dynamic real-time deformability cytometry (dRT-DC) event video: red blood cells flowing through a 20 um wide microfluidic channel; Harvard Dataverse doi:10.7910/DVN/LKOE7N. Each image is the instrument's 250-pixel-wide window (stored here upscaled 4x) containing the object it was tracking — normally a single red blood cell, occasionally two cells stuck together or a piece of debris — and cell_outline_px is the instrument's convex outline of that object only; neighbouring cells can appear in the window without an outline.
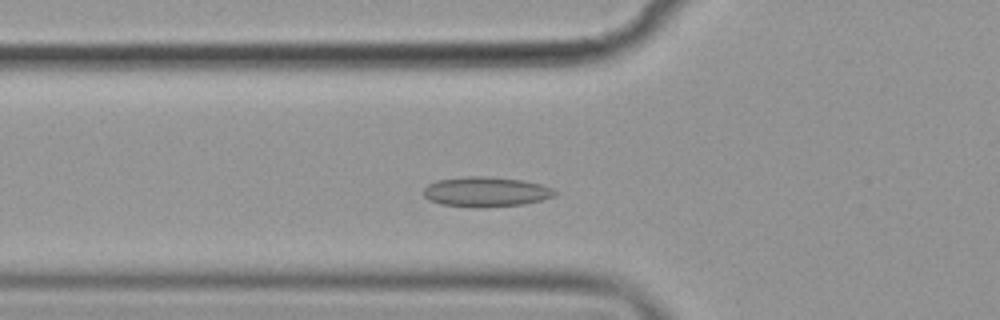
{"species": "common noctule bat (a hibernating species)", "species_latin": "Nyctalus noctula", "temperature_condition": "cold", "stored_images_in_passage": 52, "camera_frame_rate_fps": 3000, "um_per_image_px": 0.085, "animal": {"sex": "female", "body_mass_g": 19.9}, "frame": {"image": 1, "passage_image": 15, "time_ms": 4.667, "image_size_px": [1000, 320], "cell_outline_px": [[560, 192], [556, 196], [540, 200], [520, 204], [476, 208], [440, 204], [428, 200], [424, 196], [424, 188], [428, 184], [436, 180], [468, 176], [488, 176], [524, 180], [540, 184], [552, 188]], "centroid_in_image_um": [41.3, 16.3], "position_along_channel_um": 84.5, "area_um2": 23.06}}
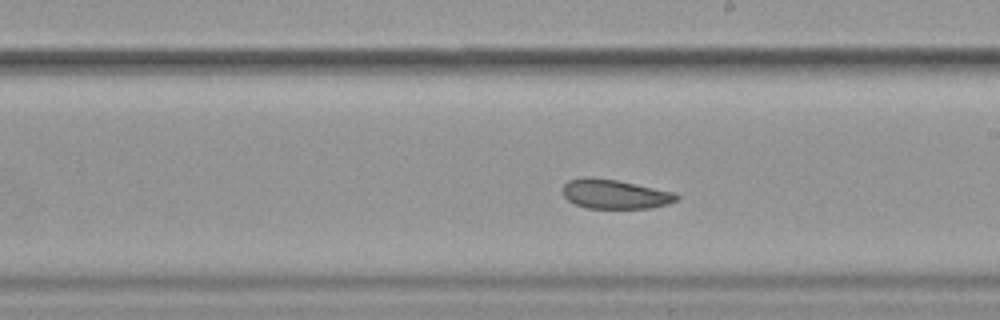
{"frame": {"image": 2, "passage_image": 28, "time_ms": 9.0, "image_size_px": [1000, 320], "cell_outline_px": [[680, 196], [676, 200], [668, 204], [652, 208], [588, 208], [576, 204], [568, 200], [564, 196], [564, 184], [568, 180], [584, 176], [592, 176], [616, 180], [676, 192]], "centroid_in_image_um": [52.28, 16.49], "position_along_channel_um": 236.7, "area_um2": 19.54}}
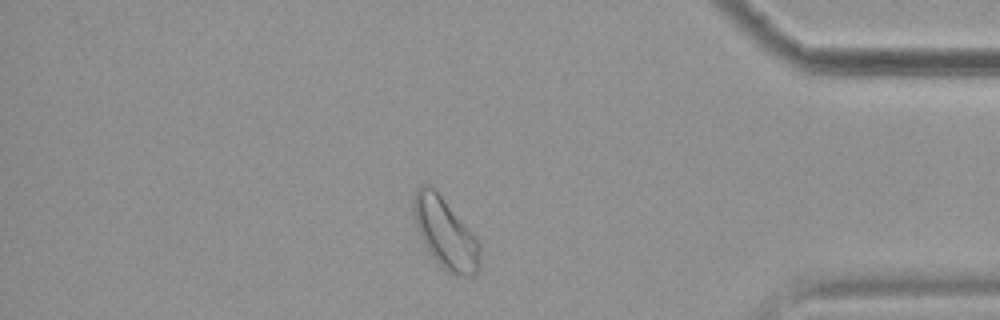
{"frame": {"image": 3, "passage_image": 44, "time_ms": 14.333, "image_size_px": [1000, 320], "cell_outline_px": [[480, 268], [472, 276], [456, 276], [448, 272], [432, 256], [424, 244], [420, 236], [412, 212], [412, 196], [416, 188], [420, 184], [428, 184], [444, 200], [472, 232], [480, 244]], "centroid_in_image_um": [37.83, 19.83], "position_along_channel_um": 397.4, "area_um2": 27.11}, "authors_computed_cell_mechanics": {"area_um2": 22.3397, "velocity_mm_per_s": 3.5186, "shape_relaxation_time_tau1_ms": null, "shape_relaxation_time_tau2_ms": 3.7129, "deformation_change_tau1": null, "deformation_change_tau2": 0.0824}}